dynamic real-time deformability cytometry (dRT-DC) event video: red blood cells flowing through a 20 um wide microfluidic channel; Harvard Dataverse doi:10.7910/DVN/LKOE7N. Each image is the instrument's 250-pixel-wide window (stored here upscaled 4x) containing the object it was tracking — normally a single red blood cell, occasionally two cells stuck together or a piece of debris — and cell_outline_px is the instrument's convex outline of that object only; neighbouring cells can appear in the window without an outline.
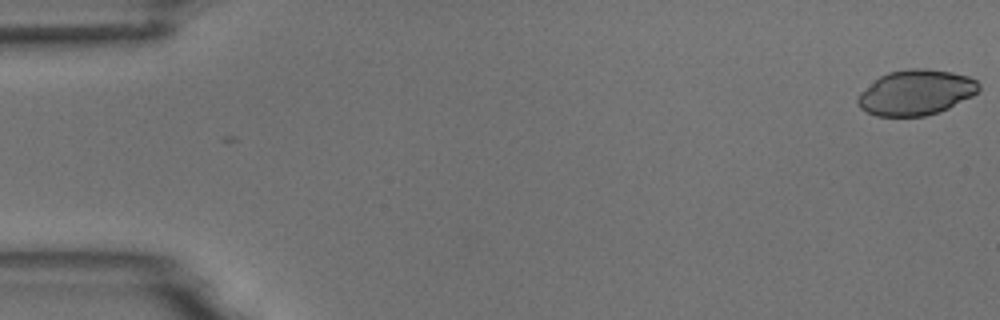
{"species": "common noctule bat (a hibernating species)", "species_latin": "Nyctalus noctula", "temperature_condition": "room temperature", "stored_images_in_passage": 2, "camera_frame_rate_fps": 3000, "um_per_image_px": 0.085, "animal": {"sex": "male", "body_mass_g": 18.8}, "frame": {"image": 1, "passage_image": 2, "time_ms": 0.333, "image_size_px": [1000, 320], "cell_outline_px": [[980, 92], [948, 108], [924, 116], [876, 116], [860, 108], [856, 100], [856, 96], [860, 92], [880, 76], [888, 72], [912, 68], [924, 68], [952, 72], [968, 76], [976, 80], [980, 84]], "centroid_in_image_um": [77.85, 7.85], "position_along_channel_um": 7.1, "area_um2": 31.96}}